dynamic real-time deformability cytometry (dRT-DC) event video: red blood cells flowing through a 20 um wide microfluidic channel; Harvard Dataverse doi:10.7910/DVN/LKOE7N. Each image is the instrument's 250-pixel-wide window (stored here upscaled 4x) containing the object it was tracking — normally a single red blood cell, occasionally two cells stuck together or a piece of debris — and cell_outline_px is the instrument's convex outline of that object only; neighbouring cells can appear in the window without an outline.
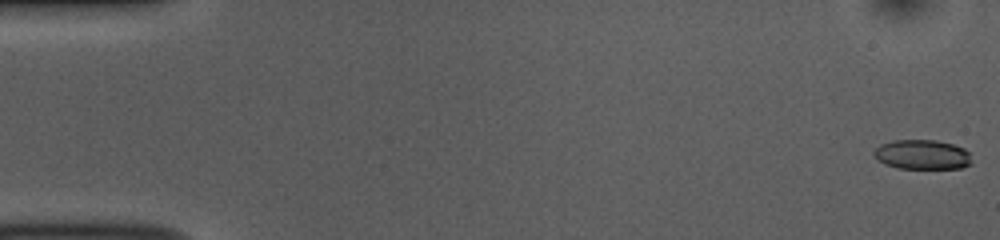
{"species": "common noctule bat (a hibernating species)", "species_latin": "Nyctalus noctula", "temperature_condition": "room temperature", "stored_images_in_passage": 54, "camera_frame_rate_fps": 3000, "um_per_image_px": 0.085, "animal": {"sex": "female", "body_mass_g": 10.0, "forearm_length_mm": 53.1}, "frame": {"image": 1, "passage_image": 1, "time_ms": 0.0, "image_size_px": [1000, 240], "cell_outline_px": [[972, 164], [960, 168], [896, 168], [884, 164], [872, 152], [880, 144], [892, 140], [936, 140], [952, 144], [964, 148], [968, 152]], "centroid_in_image_um": [78.38, 13.13], "position_along_channel_um": 6.6, "area_um2": 16.82}}
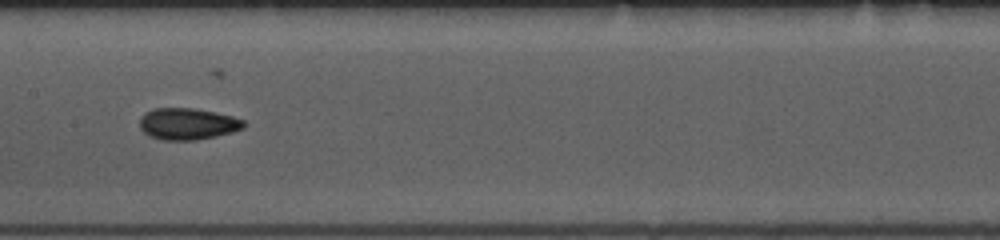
{"frame": {"image": 2, "passage_image": 27, "time_ms": 8.667, "image_size_px": [1000, 240], "cell_outline_px": [[248, 124], [244, 128], [232, 132], [216, 136], [196, 140], [160, 140], [148, 136], [140, 128], [140, 116], [144, 112], [152, 108], [196, 108], [216, 112], [232, 116], [244, 120]], "centroid_in_image_um": [15.94, 10.52], "position_along_channel_um": 191.5, "area_um2": 19.54}}
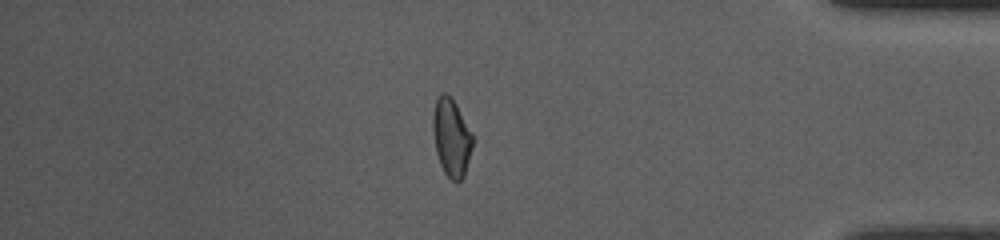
{"frame": {"image": 3, "passage_image": 46, "time_ms": 15.0, "image_size_px": [1000, 240], "cell_outline_px": [[472, 148], [464, 176], [460, 180], [452, 180], [444, 172], [440, 164], [436, 152], [432, 128], [432, 116], [436, 96], [444, 92], [456, 104], [472, 132]], "centroid_in_image_um": [38.35, 11.66], "position_along_channel_um": 396.9, "area_um2": 17.92}, "authors_computed_cell_mechanics": {"area_um2": 18.3515, "velocity_mm_per_s": 3.7627, "shape_relaxation_time_tau1_ms": 6.8176, "shape_relaxation_time_tau2_ms": 2.8734, "deformation_change_tau1": 0.127, "deformation_change_tau2": 0.0884}}